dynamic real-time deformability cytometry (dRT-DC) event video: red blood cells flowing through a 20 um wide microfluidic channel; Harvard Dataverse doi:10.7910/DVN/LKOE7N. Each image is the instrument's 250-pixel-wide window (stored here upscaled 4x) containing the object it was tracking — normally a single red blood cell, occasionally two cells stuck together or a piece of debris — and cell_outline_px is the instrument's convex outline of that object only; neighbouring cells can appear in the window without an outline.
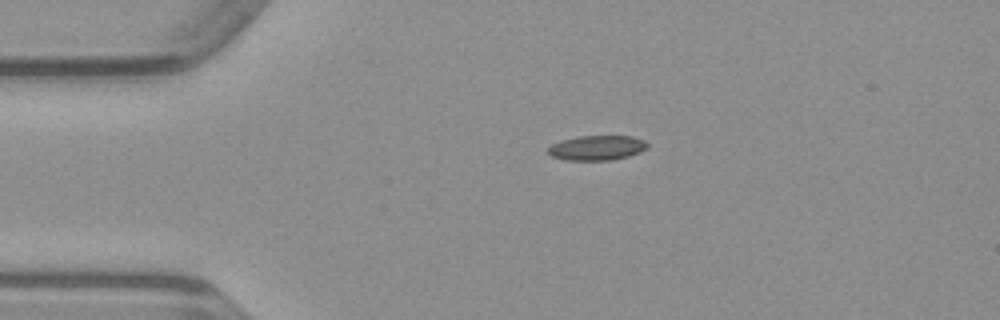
{"species": "common noctule bat (a hibernating species)", "species_latin": "Nyctalus noctula", "temperature_condition": "warm", "stored_images_in_passage": 40, "camera_frame_rate_fps": 3000, "um_per_image_px": 0.085, "animal": {"sex": "male", "body_mass_g": 23.1, "forearm_length_mm": 52.7}, "frame": {"image": 1, "passage_image": 1, "time_ms": 0.0, "image_size_px": [1000, 320], "cell_outline_px": [[648, 148], [640, 152], [628, 156], [612, 160], [568, 160], [552, 156], [548, 152], [548, 148], [552, 144], [560, 140], [580, 136], [632, 136], [644, 140], [648, 144]], "centroid_in_image_um": [50.76, 12.56], "position_along_channel_um": 34.2, "area_um2": 14.33}}
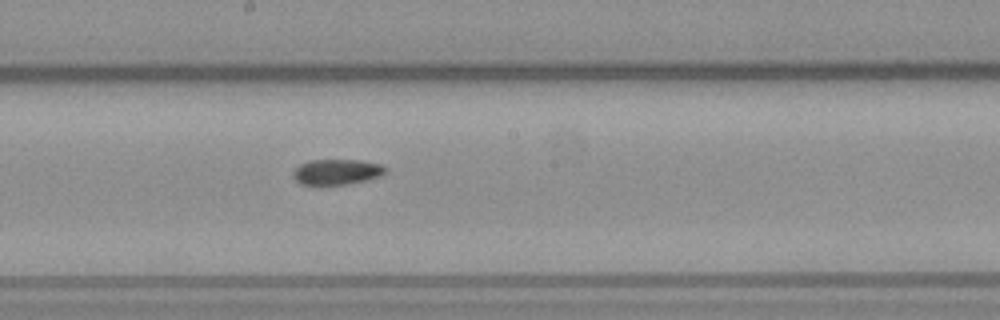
{"frame": {"image": 2, "passage_image": 17, "time_ms": 5.333, "image_size_px": [1000, 320], "cell_outline_px": [[388, 172], [380, 176], [368, 180], [344, 184], [300, 184], [292, 176], [292, 172], [300, 164], [308, 160], [360, 160], [380, 164], [388, 168]], "centroid_in_image_um": [28.65, 14.6], "position_along_channel_um": 219.5, "area_um2": 13.76}}
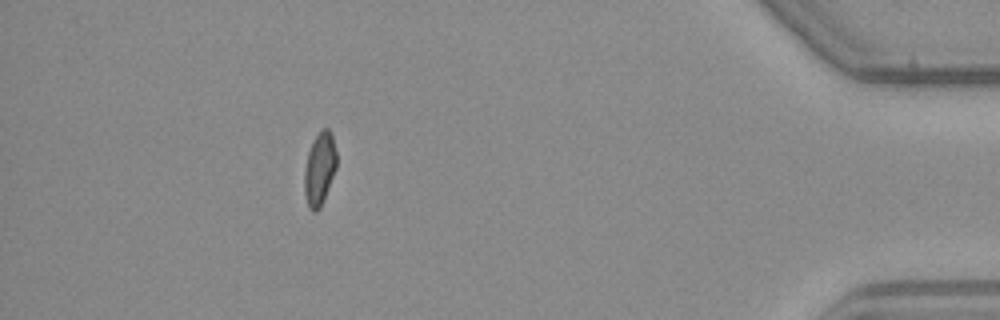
{"frame": {"image": 3, "passage_image": 35, "time_ms": 11.333, "image_size_px": [1000, 320], "cell_outline_px": [[336, 168], [324, 200], [320, 208], [316, 212], [312, 212], [308, 208], [304, 192], [304, 168], [308, 152], [316, 136], [324, 128], [328, 128], [332, 136], [336, 152]], "centroid_in_image_um": [27.15, 14.41], "position_along_channel_um": 408.1, "area_um2": 13.64}}